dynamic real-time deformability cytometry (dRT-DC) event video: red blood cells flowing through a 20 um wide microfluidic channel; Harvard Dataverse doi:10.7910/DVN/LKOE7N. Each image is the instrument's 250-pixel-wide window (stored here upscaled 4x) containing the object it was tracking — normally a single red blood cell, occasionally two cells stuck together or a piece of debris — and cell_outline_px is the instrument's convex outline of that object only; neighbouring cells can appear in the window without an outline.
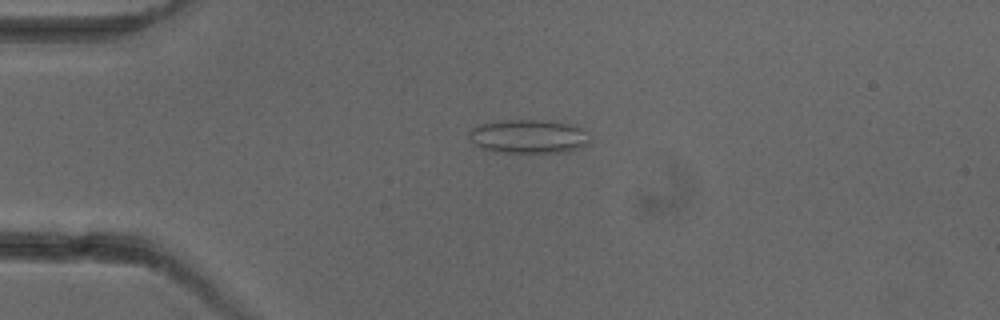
{"species": "common noctule bat (a hibernating species)", "species_latin": "Nyctalus noctula", "temperature_condition": "cold", "stored_images_in_passage": 2, "camera_frame_rate_fps": 3000, "um_per_image_px": 0.085, "animal": {"sex": "female"}, "frame": {"image": 1, "passage_image": 2, "time_ms": 1.333, "image_size_px": [1000, 320], "cell_outline_px": [[592, 140], [588, 144], [580, 148], [568, 152], [496, 152], [484, 148], [468, 140], [468, 132], [472, 128], [480, 124], [492, 120], [536, 120], [564, 124], [580, 128]], "centroid_in_image_um": [44.87, 11.6], "position_along_channel_um": 40.1, "area_um2": 23.64}}